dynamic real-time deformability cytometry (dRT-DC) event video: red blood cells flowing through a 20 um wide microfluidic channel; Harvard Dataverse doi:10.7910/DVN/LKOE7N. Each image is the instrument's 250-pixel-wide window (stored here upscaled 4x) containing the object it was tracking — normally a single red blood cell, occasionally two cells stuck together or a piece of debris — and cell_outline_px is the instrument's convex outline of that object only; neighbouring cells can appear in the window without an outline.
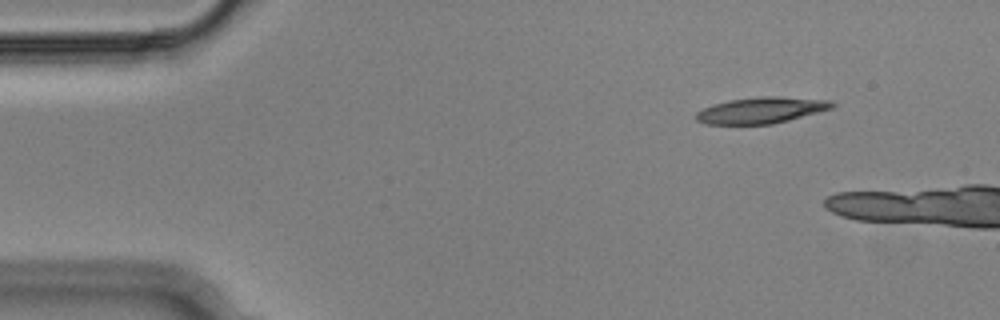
{"species": "Egyptian fruit bat (a non-hibernating species)", "species_latin": "Rousettus aegyptiacus", "temperature_condition": "cold", "stored_images_in_passage": 3, "camera_frame_rate_fps": 3000, "um_per_image_px": 0.085, "animal": {"sex": "male"}, "frame": {"image": 1, "passage_image": 1, "time_ms": 0.0, "image_size_px": [1000, 320], "cell_outline_px": [[836, 104], [832, 108], [788, 120], [772, 124], [704, 124], [696, 120], [696, 112], [712, 104], [728, 100], [760, 96], [780, 96], [832, 100]], "centroid_in_image_um": [64.7, 9.36], "position_along_channel_um": 20.3, "area_um2": 20.81}}